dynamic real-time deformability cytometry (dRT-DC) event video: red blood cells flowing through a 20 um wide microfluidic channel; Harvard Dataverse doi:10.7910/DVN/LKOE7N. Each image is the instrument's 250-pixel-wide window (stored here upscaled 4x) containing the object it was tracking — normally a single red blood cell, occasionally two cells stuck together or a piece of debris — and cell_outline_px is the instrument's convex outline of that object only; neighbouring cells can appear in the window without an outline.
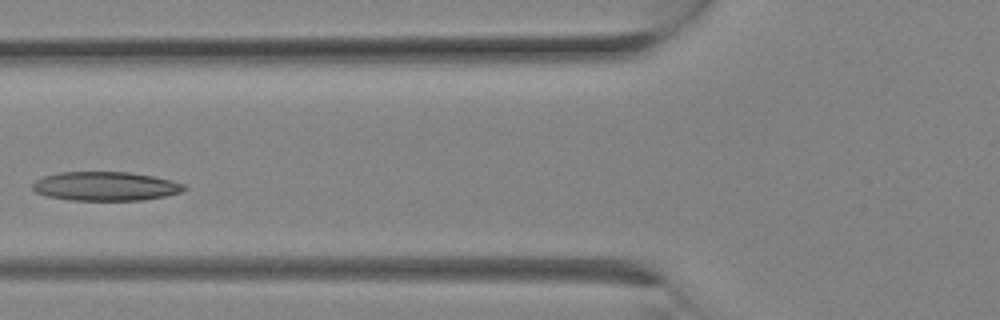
{"species": "Egyptian fruit bat (a non-hibernating species)", "species_latin": "Rousettus aegyptiacus", "temperature_condition": "room temperature", "stored_images_in_passage": 10, "camera_frame_rate_fps": 3000, "um_per_image_px": 0.085, "animal": {"sex": "female"}, "frame": {"image": 1, "passage_image": 6, "time_ms": 1.667, "image_size_px": [1000, 320], "cell_outline_px": [[188, 188], [180, 192], [164, 196], [144, 200], [72, 200], [48, 196], [36, 192], [32, 188], [32, 184], [36, 180], [44, 176], [60, 172], [128, 172], [152, 176], [172, 180], [184, 184]], "centroid_in_image_um": [8.98, 15.83], "position_along_channel_um": 116.8, "area_um2": 25.49}}
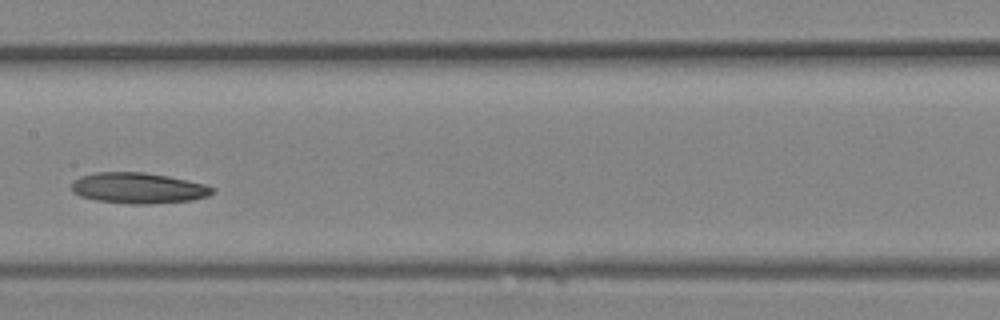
{"frame": {"image": 2, "passage_image": 9, "time_ms": 2.667, "image_size_px": [1000, 320], "cell_outline_px": [[216, 188], [208, 196], [192, 200], [148, 204], [132, 204], [96, 200], [80, 196], [72, 192], [72, 180], [80, 176], [96, 172], [144, 172], [168, 176], [204, 184]], "centroid_in_image_um": [11.73, 15.98], "position_along_channel_um": 195.7, "area_um2": 25.26}}